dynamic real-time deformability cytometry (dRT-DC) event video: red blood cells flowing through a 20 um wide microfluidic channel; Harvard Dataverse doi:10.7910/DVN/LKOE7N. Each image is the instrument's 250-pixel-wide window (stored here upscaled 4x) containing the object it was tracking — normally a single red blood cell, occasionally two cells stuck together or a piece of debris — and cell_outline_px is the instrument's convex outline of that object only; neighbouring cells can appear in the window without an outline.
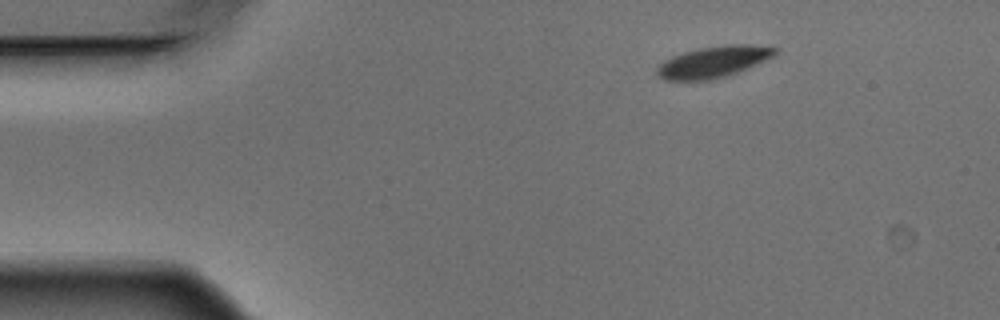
{"species": "Egyptian fruit bat (a non-hibernating species)", "species_latin": "Rousettus aegyptiacus", "temperature_condition": "warm", "stored_images_in_passage": 3, "camera_frame_rate_fps": 3000, "um_per_image_px": 0.085, "animal": {"sex": "male"}, "frame": {"image": 1, "passage_image": 1, "time_ms": 0.0, "image_size_px": [1000, 320], "cell_outline_px": [[780, 48], [776, 56], [736, 72], [724, 76], [708, 80], [664, 80], [656, 72], [656, 68], [664, 60], [672, 56], [684, 52], [700, 48], [724, 44], [748, 44]], "centroid_in_image_um": [60.67, 5.24], "position_along_channel_um": 24.3, "area_um2": 21.5}}